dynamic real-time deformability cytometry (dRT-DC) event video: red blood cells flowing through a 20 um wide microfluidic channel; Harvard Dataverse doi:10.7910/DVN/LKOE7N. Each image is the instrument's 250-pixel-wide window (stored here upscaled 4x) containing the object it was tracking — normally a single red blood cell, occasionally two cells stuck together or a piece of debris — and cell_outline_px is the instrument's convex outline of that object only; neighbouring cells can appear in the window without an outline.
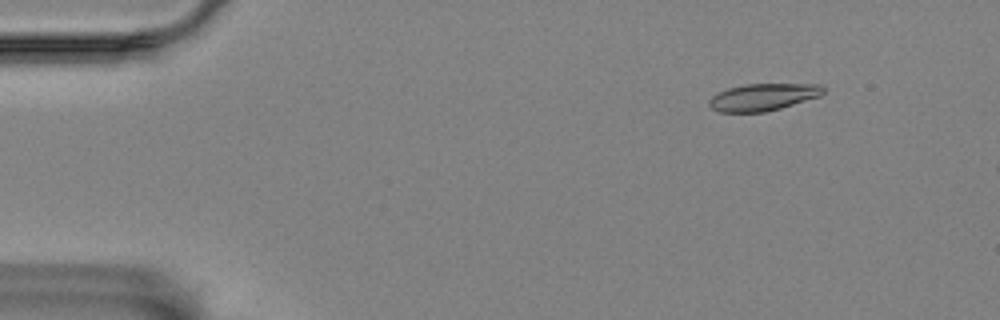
{"species": "Egyptian fruit bat (a non-hibernating species)", "species_latin": "Rousettus aegyptiacus", "temperature_condition": "room temperature", "stored_images_in_passage": 3, "camera_frame_rate_fps": 3000, "um_per_image_px": 0.085, "animal": {"sex": "female"}, "frame": {"image": 1, "passage_image": 1, "time_ms": 0.0, "image_size_px": [1000, 320], "cell_outline_px": [[824, 92], [820, 96], [780, 108], [764, 112], [720, 112], [712, 108], [708, 104], [708, 100], [712, 96], [728, 88], [748, 84], [820, 84], [824, 88]], "centroid_in_image_um": [64.86, 8.25], "position_along_channel_um": 20.1, "area_um2": 17.86}}